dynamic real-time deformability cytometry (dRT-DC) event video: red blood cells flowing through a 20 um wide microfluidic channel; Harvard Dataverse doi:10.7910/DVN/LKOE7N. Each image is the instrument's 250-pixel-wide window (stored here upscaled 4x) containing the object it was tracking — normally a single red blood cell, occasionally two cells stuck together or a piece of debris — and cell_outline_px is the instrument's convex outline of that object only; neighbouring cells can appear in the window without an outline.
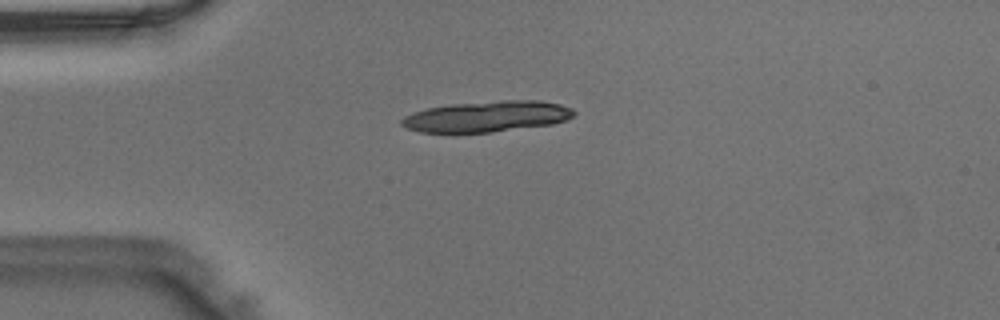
{"species": "Egyptian fruit bat (a non-hibernating species)", "species_latin": "Rousettus aegyptiacus", "temperature_condition": "warm", "stored_images_in_passage": 35, "segment_of_instrument_passage": [1, 2], "camera_frame_rate_fps": 3000, "um_per_image_px": 0.085, "animal": {"sex": "male"}, "frame": {"image": 1, "passage_image": 1, "time_ms": 0.0, "image_size_px": [1000, 320], "cell_outline_px": [[576, 116], [568, 120], [552, 124], [492, 132], [420, 132], [408, 128], [400, 124], [400, 120], [404, 116], [412, 112], [428, 108], [452, 104], [500, 100], [540, 100], [560, 104], [572, 108], [576, 112]], "centroid_in_image_um": [41.44, 9.89], "position_along_channel_um": 43.6, "area_um2": 31.15}}